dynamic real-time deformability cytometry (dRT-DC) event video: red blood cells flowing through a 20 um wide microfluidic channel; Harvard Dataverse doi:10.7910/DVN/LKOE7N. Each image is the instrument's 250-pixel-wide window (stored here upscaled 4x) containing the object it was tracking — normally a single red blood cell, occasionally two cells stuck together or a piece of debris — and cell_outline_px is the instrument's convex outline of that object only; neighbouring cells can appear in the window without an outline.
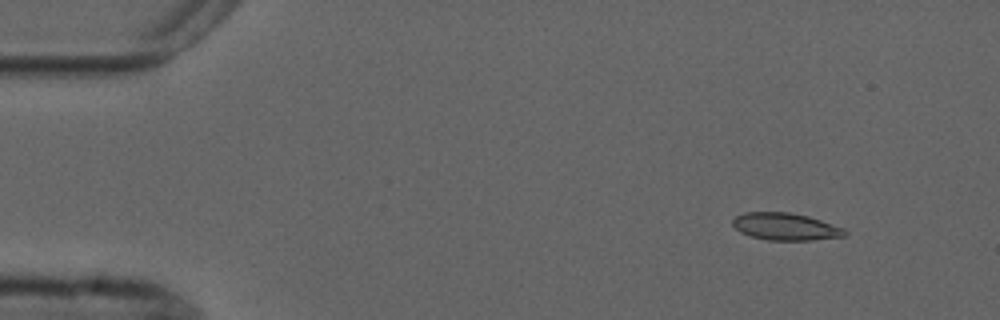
{"species": "common noctule bat (a hibernating species)", "species_latin": "Nyctalus noctula", "temperature_condition": "cold", "stored_images_in_passage": 5, "camera_frame_rate_fps": 3000, "um_per_image_px": 0.085, "animal": {"sex": "male", "forearm_length_mm": 52.5}, "frame": {"image": 1, "passage_image": 2, "time_ms": 1.333, "image_size_px": [1000, 320], "cell_outline_px": [[848, 232], [844, 236], [812, 240], [768, 240], [752, 236], [740, 232], [732, 224], [732, 220], [736, 216], [744, 212], [788, 212], [808, 216], [844, 228]], "centroid_in_image_um": [66.76, 19.26], "position_along_channel_um": 18.2, "area_um2": 17.69}}
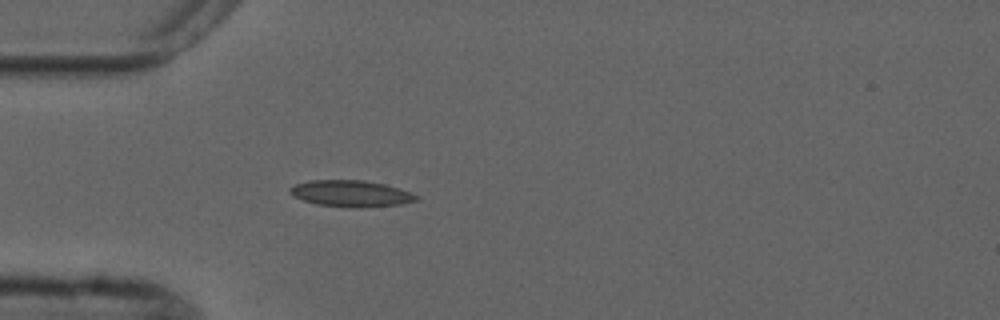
{"frame": {"image": 2, "passage_image": 5, "time_ms": 4.667, "image_size_px": [1000, 320], "cell_outline_px": [[420, 196], [416, 200], [400, 204], [364, 208], [348, 208], [316, 204], [292, 196], [288, 192], [288, 188], [296, 184], [308, 180], [364, 180], [384, 184]], "centroid_in_image_um": [29.77, 16.46], "position_along_channel_um": 55.2, "area_um2": 19.54}}